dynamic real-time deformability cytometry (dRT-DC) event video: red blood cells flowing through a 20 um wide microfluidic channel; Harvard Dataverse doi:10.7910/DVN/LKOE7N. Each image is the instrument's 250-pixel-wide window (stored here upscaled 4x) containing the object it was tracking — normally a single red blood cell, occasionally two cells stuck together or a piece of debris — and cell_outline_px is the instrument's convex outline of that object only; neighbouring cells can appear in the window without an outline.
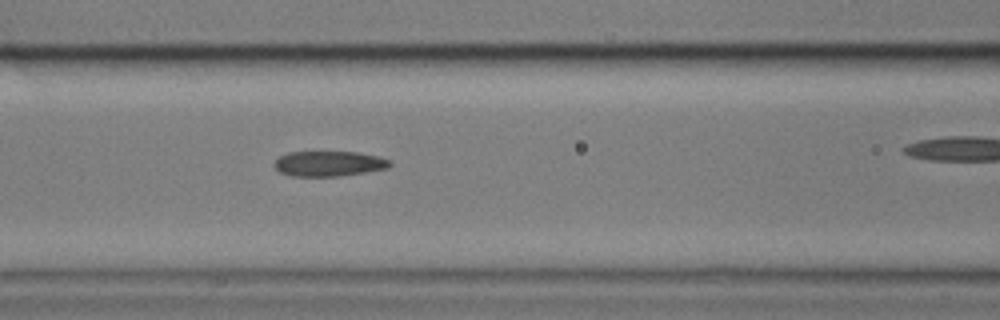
{"species": "common noctule bat (a hibernating species)", "species_latin": "Nyctalus noctula", "temperature_condition": "cold", "stored_images_in_passage": 5, "segment_of_instrument_passage": [1, 2], "camera_frame_rate_fps": 3000, "um_per_image_px": 0.085, "animal": {"sex": "male", "body_mass_g": 17.9}, "frame": {"image": 1, "passage_image": 4, "time_ms": 3.333, "image_size_px": [1000, 320], "cell_outline_px": [[392, 164], [388, 168], [364, 172], [336, 176], [292, 176], [280, 172], [272, 164], [280, 156], [288, 152], [356, 152], [376, 156], [388, 160]], "centroid_in_image_um": [27.91, 13.91], "position_along_channel_um": 138.7, "area_um2": 16.76}}